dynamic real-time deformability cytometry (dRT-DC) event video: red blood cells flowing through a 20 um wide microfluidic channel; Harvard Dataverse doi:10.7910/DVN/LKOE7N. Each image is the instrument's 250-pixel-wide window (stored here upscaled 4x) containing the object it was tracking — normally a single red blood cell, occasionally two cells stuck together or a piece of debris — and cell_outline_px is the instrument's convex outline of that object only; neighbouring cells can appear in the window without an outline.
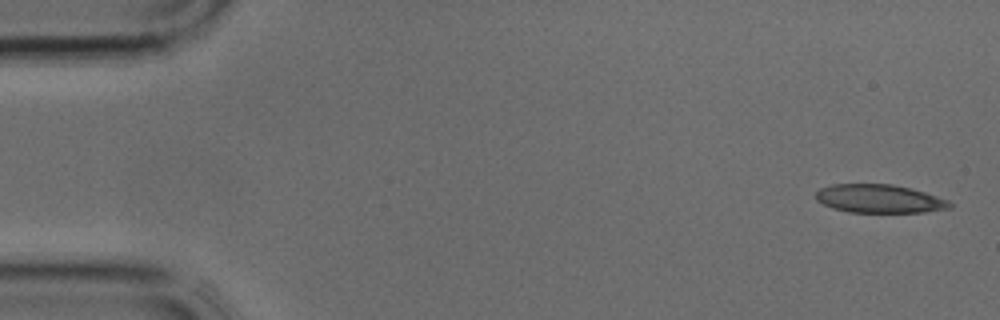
{"species": "common noctule bat (a hibernating species)", "species_latin": "Nyctalus noctula", "temperature_condition": "cold", "stored_images_in_passage": 9, "camera_frame_rate_fps": 3000, "um_per_image_px": 0.085, "animal": {"sex": "male", "body_mass_g": 17.9, "forearm_length_mm": 54.2}, "frame": {"image": 1, "passage_image": 1, "time_ms": 0.0, "image_size_px": [1000, 320], "cell_outline_px": [[952, 208], [924, 212], [848, 212], [832, 208], [816, 200], [816, 192], [820, 188], [832, 184], [892, 184], [912, 188], [948, 200], [952, 204]], "centroid_in_image_um": [74.74, 16.89], "position_along_channel_um": 10.3, "area_um2": 22.2}}